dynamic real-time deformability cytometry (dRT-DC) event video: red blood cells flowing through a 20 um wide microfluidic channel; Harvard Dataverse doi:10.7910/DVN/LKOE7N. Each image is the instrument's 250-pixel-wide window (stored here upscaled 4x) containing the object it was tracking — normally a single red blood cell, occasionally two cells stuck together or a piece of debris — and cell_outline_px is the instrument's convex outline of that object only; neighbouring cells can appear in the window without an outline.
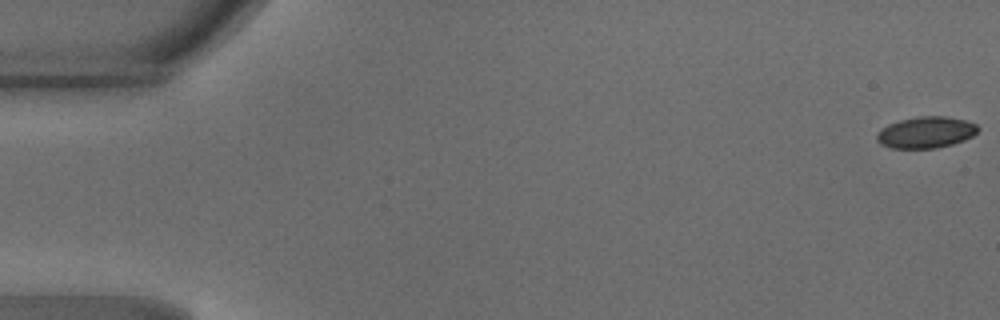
{"species": "common noctule bat (a hibernating species)", "species_latin": "Nyctalus noctula", "temperature_condition": "warm", "stored_images_in_passage": 48, "camera_frame_rate_fps": 3000, "um_per_image_px": 0.085, "animal": {"sex": "male", "body_mass_g": 18.8}, "frame": {"image": 1, "passage_image": 1, "time_ms": 0.0, "image_size_px": [1000, 320], "cell_outline_px": [[980, 128], [972, 136], [964, 140], [952, 144], [936, 148], [892, 148], [880, 144], [876, 140], [876, 136], [880, 128], [888, 124], [900, 120], [920, 116], [944, 116], [964, 120], [976, 124]], "centroid_in_image_um": [78.68, 11.25], "position_along_channel_um": 6.3, "area_um2": 18.5}}
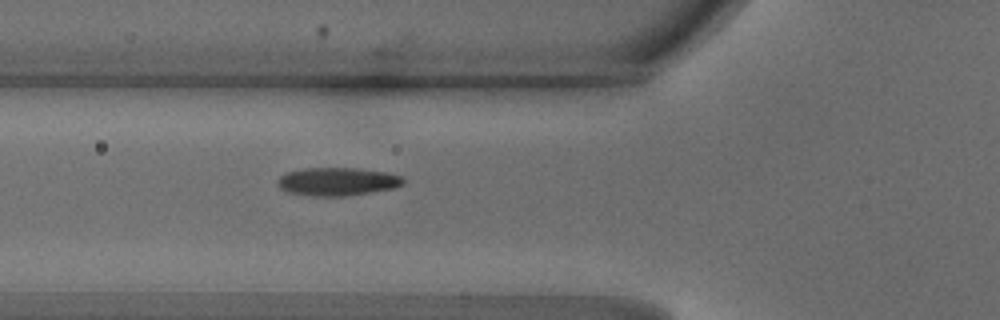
{"frame": {"image": 2, "passage_image": 18, "time_ms": 5.667, "image_size_px": [1000, 320], "cell_outline_px": [[408, 180], [404, 184], [396, 188], [372, 192], [344, 196], [312, 196], [288, 192], [280, 188], [276, 184], [276, 180], [280, 176], [288, 172], [304, 168], [356, 168], [384, 172], [400, 176]], "centroid_in_image_um": [28.69, 15.44], "position_along_channel_um": 97.1, "area_um2": 20.75}}
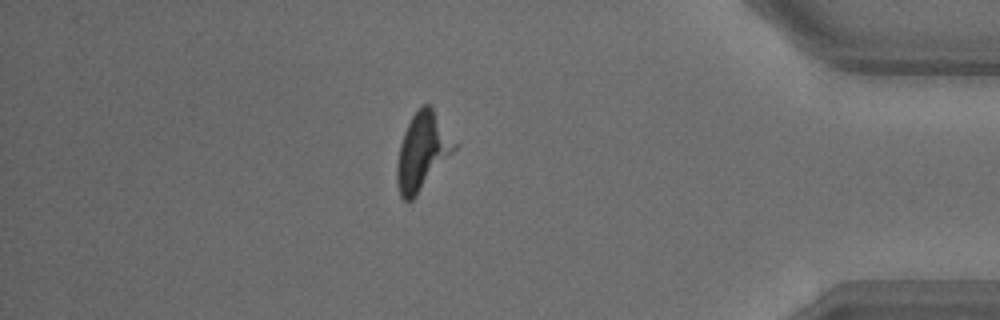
{"frame": {"image": 3, "passage_image": 42, "time_ms": 13.667, "image_size_px": [1000, 320], "cell_outline_px": [[460, 144], [416, 196], [412, 200], [404, 200], [400, 196], [396, 184], [396, 164], [400, 144], [404, 132], [412, 116], [424, 104], [432, 104]], "centroid_in_image_um": [35.94, 12.83], "position_along_channel_um": 399.3, "area_um2": 26.3}, "authors_computed_cell_mechanics": {"area_um2": 21.7039, "velocity_mm_per_s": 4.2102, "shape_relaxation_time_tau1_ms": 4.6325, "shape_relaxation_time_tau2_ms": 5.1547, "deformation_change_tau1": 0.1166, "deformation_change_tau2": 0.204}}